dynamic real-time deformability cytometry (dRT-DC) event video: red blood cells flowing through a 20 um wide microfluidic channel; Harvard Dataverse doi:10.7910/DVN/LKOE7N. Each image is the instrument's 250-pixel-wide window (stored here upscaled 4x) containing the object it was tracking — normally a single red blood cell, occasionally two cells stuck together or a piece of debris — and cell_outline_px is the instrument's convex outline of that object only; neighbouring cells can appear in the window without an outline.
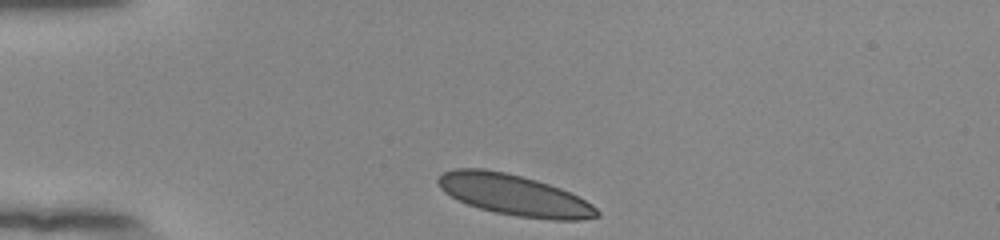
{"species": "human", "species_latin": "Homo sapiens", "temperature_condition": "room temperature", "stored_images_in_passage": 33, "camera_frame_rate_fps": 3000, "um_per_image_px": 0.085, "donor": {"sex": "female"}, "frame": {"image": 1, "passage_image": 1, "time_ms": 0.0, "image_size_px": [1000, 240], "cell_outline_px": [[600, 216], [580, 220], [552, 220], [516, 216], [496, 212], [480, 208], [468, 204], [444, 192], [440, 188], [436, 180], [444, 172], [456, 168], [484, 168], [504, 172], [536, 180], [560, 188], [592, 204], [600, 212]], "centroid_in_image_um": [43.71, 16.58], "position_along_channel_um": 41.3, "area_um2": 37.51}}
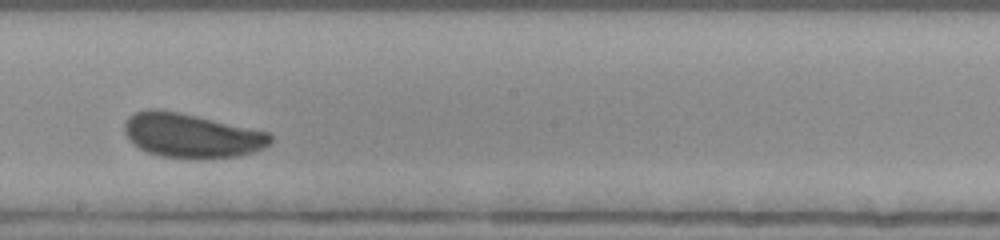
{"frame": {"image": 2, "passage_image": 19, "time_ms": 6.0, "image_size_px": [1000, 240], "cell_outline_px": [[272, 140], [264, 148], [240, 156], [204, 160], [164, 156], [148, 152], [132, 144], [124, 132], [124, 124], [128, 116], [136, 112], [148, 108], [156, 108], [196, 116], [268, 132], [272, 136]], "centroid_in_image_um": [16.25, 11.54], "position_along_channel_um": 231.9, "area_um2": 37.74}}
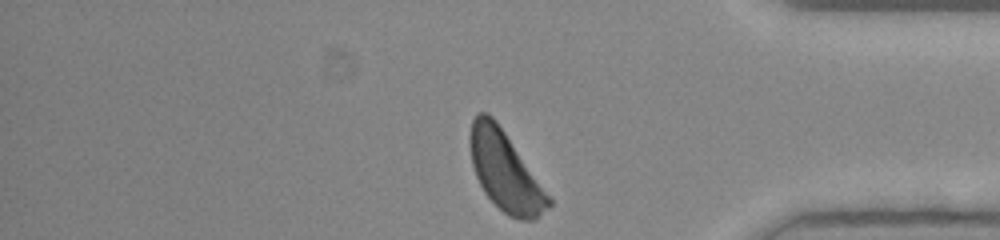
{"frame": {"image": 3, "passage_image": 33, "time_ms": 10.667, "image_size_px": [1000, 240], "cell_outline_px": [[552, 204], [536, 220], [520, 220], [508, 216], [484, 192], [476, 176], [472, 164], [468, 140], [468, 136], [472, 120], [476, 112], [488, 112], [496, 120], [552, 200]], "centroid_in_image_um": [42.9, 14.54], "position_along_channel_um": 392.3, "area_um2": 35.95}, "authors_computed_cell_mechanics": {"area_um2": 37.1076, "velocity_mm_per_s": 3.8017, "shape_relaxation_time_tau1_ms": 2.2388, "shape_relaxation_time_tau2_ms": null, "deformation_change_tau1": 0.0908, "deformation_change_tau2": null}}